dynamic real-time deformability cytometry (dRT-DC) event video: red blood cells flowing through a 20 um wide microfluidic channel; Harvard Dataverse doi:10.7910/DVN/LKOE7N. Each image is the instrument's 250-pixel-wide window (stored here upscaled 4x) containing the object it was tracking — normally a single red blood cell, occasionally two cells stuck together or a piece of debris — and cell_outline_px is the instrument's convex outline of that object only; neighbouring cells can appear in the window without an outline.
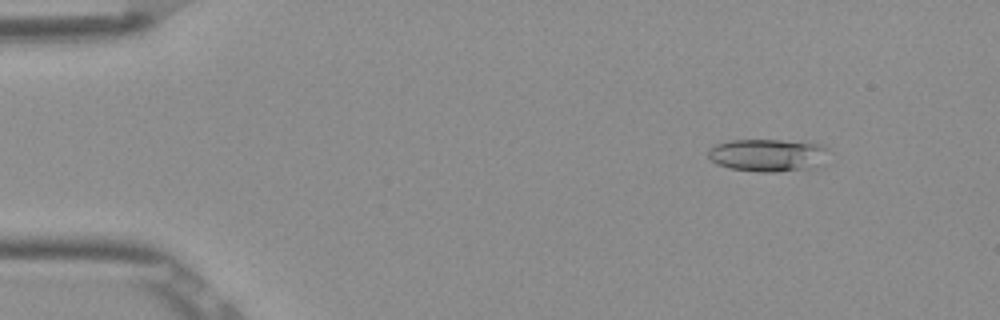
{"species": "Egyptian fruit bat (a non-hibernating species)", "species_latin": "Rousettus aegyptiacus", "temperature_condition": "room temperature", "stored_images_in_passage": 48, "camera_frame_rate_fps": 3000, "um_per_image_px": 0.085, "frame": {"image": 1, "passage_image": 2, "time_ms": 0.333, "image_size_px": [1000, 320], "cell_outline_px": [[828, 148], [824, 164], [808, 168], [776, 172], [756, 172], [728, 168], [716, 164], [708, 156], [708, 148], [716, 144], [732, 140], [780, 140], [824, 144]], "centroid_in_image_um": [65.26, 13.19], "position_along_channel_um": 19.7, "area_um2": 23.12}}
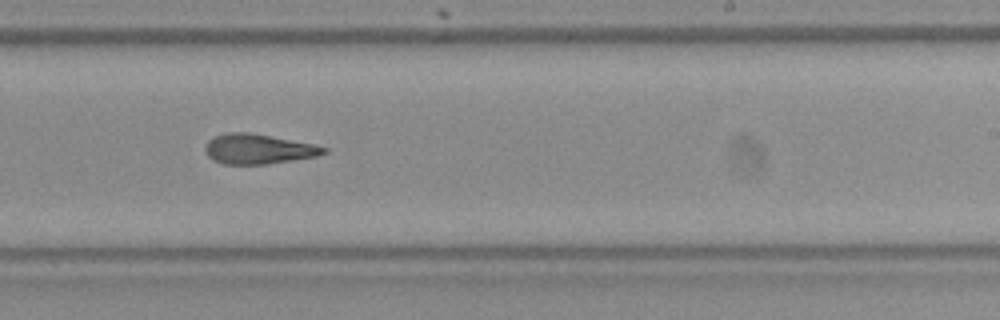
{"frame": {"image": 2, "passage_image": 28, "time_ms": 9.0, "image_size_px": [1000, 320], "cell_outline_px": [[328, 152], [316, 156], [292, 160], [264, 164], [224, 164], [212, 160], [208, 156], [204, 148], [208, 140], [216, 136], [228, 132], [248, 132], [312, 144], [328, 148]], "centroid_in_image_um": [21.92, 12.67], "position_along_channel_um": 267.1, "area_um2": 20.4}}
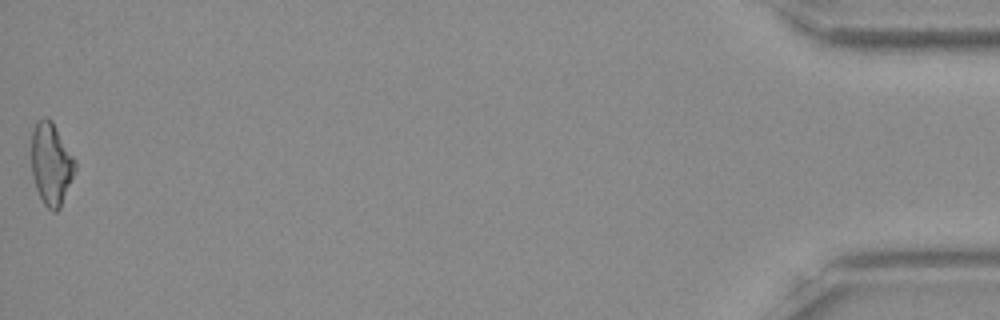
{"frame": {"image": 3, "passage_image": 48, "time_ms": 15.667, "image_size_px": [1000, 320], "cell_outline_px": [[76, 168], [60, 208], [56, 212], [52, 212], [44, 204], [36, 188], [32, 176], [32, 128], [36, 120], [44, 116], [48, 116], [52, 120], [76, 160]], "centroid_in_image_um": [4.34, 13.88], "position_along_channel_um": 430.9, "area_um2": 21.1}, "authors_computed_cell_mechanics": {"area_um2": 20.8369, "velocity_mm_per_s": 3.9023, "shape_relaxation_time_tau1_ms": 6.1452, "shape_relaxation_time_tau2_ms": 3.2611, "deformation_change_tau1": 0.1918, "deformation_change_tau2": 0.1441}}